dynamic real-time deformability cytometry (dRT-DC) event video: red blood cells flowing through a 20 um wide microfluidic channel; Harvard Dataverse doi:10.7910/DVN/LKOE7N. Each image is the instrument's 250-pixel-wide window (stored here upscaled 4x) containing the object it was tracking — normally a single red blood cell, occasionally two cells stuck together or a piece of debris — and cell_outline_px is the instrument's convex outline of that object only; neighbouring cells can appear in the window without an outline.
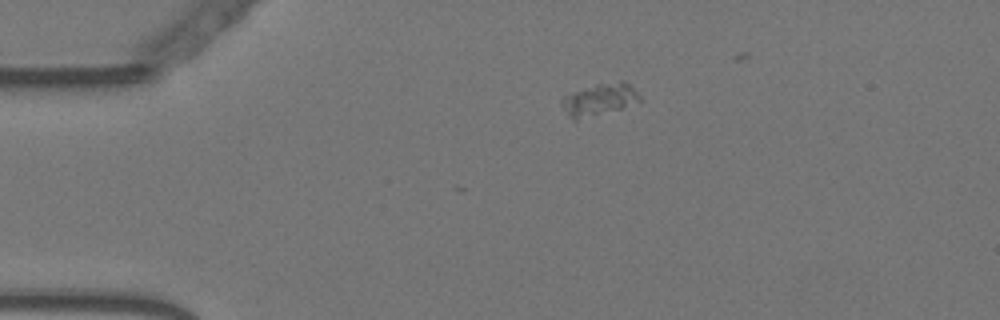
{"species": "Egyptian fruit bat (a non-hibernating species)", "species_latin": "Rousettus aegyptiacus", "temperature_condition": "warm", "stored_images_in_passage": 5, "camera_frame_rate_fps": 3000, "um_per_image_px": 0.085, "animal": {"sex": "female"}, "frame": {"image": 1, "passage_image": 1, "time_ms": 0.0, "image_size_px": [1000, 320], "cell_outline_px": [[640, 100], [620, 108], [576, 120], [572, 120], [568, 116], [560, 104], [560, 96], [596, 84], [620, 80], [624, 80], [640, 96]], "centroid_in_image_um": [50.85, 8.44], "position_along_channel_um": 34.1, "area_um2": 14.39}}